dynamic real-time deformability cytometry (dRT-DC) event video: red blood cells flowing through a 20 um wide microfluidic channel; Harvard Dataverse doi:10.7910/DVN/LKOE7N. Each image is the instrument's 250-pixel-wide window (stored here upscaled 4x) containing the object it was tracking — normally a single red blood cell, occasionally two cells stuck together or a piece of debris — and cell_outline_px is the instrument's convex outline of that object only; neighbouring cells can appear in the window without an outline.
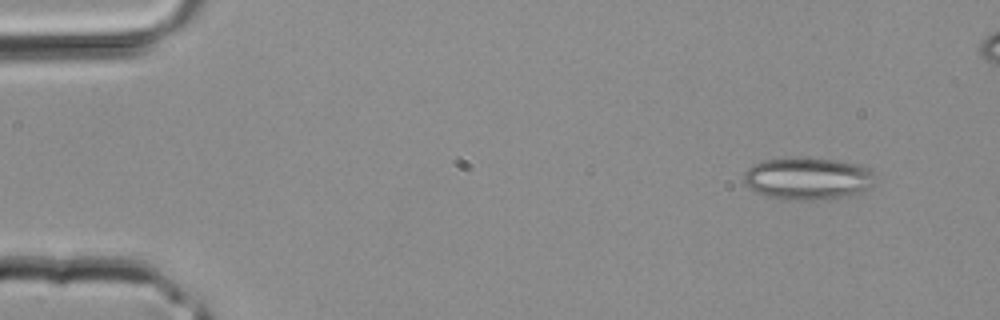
{"species": "common noctule bat (a hibernating species)", "species_latin": "Nyctalus noctula", "temperature_condition": "room temperature", "stored_images_in_passage": 2, "camera_frame_rate_fps": 3000, "um_per_image_px": 0.085, "animal": {"sex": "male", "body_mass_g": 20.4}, "frame": {"image": 1, "passage_image": 2, "time_ms": 0.333, "image_size_px": [1000, 320], "cell_outline_px": [[876, 184], [872, 188], [852, 196], [828, 200], [780, 200], [764, 196], [748, 188], [744, 180], [744, 172], [752, 164], [764, 160], [788, 156], [836, 160], [860, 164], [872, 168]], "centroid_in_image_um": [68.7, 15.19], "position_along_channel_um": 16.3, "area_um2": 33.7}}